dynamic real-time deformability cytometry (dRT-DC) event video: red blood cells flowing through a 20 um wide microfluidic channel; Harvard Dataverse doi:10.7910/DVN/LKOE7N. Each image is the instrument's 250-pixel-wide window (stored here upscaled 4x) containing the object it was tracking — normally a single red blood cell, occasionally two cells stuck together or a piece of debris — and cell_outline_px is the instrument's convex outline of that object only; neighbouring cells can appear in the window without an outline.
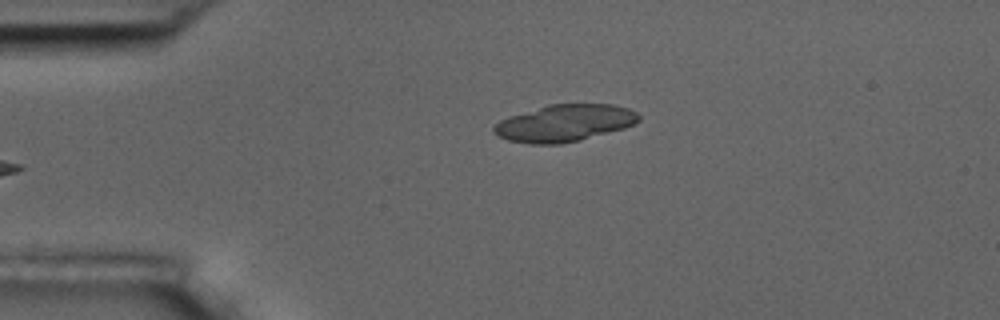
{"species": "common noctule bat (a hibernating species)", "species_latin": "Nyctalus noctula", "temperature_condition": "room temperature", "stored_images_in_passage": 5, "camera_frame_rate_fps": 3000, "um_per_image_px": 0.085, "animal": {"sex": "male", "body_mass_g": 17.5, "forearm_length_mm": 52.3}, "frame": {"image": 1, "passage_image": 5, "time_ms": 4.333, "image_size_px": [1000, 320], "cell_outline_px": [[640, 120], [624, 128], [580, 140], [560, 144], [528, 144], [508, 140], [492, 132], [492, 128], [500, 120], [508, 116], [548, 104], [612, 104], [628, 108], [636, 112], [640, 116]], "centroid_in_image_um": [47.96, 10.46], "position_along_channel_um": 37.0, "area_um2": 31.21}}